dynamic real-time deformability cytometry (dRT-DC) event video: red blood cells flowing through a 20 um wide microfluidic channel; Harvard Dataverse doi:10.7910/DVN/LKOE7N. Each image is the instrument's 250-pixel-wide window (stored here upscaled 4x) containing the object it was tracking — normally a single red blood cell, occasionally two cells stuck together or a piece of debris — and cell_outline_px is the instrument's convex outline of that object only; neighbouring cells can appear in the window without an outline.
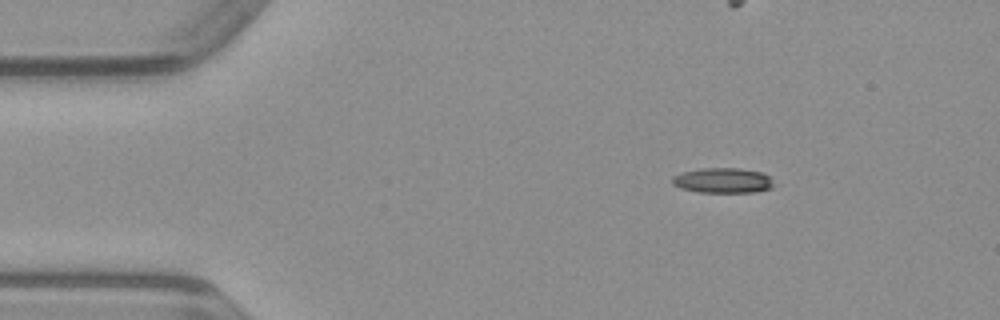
{"species": "common noctule bat (a hibernating species)", "species_latin": "Nyctalus noctula", "temperature_condition": "warm", "stored_images_in_passage": 44, "camera_frame_rate_fps": 3000, "um_per_image_px": 0.085, "animal": {"sex": "male", "body_mass_g": 23.1, "forearm_length_mm": 52.7}, "frame": {"image": 1, "passage_image": 1, "time_ms": 0.0, "image_size_px": [1000, 320], "cell_outline_px": [[780, 184], [772, 188], [756, 192], [700, 192], [680, 188], [672, 184], [672, 176], [680, 172], [700, 168], [740, 168], [764, 172]], "centroid_in_image_um": [61.52, 15.33], "position_along_channel_um": 23.5, "area_um2": 15.37}}
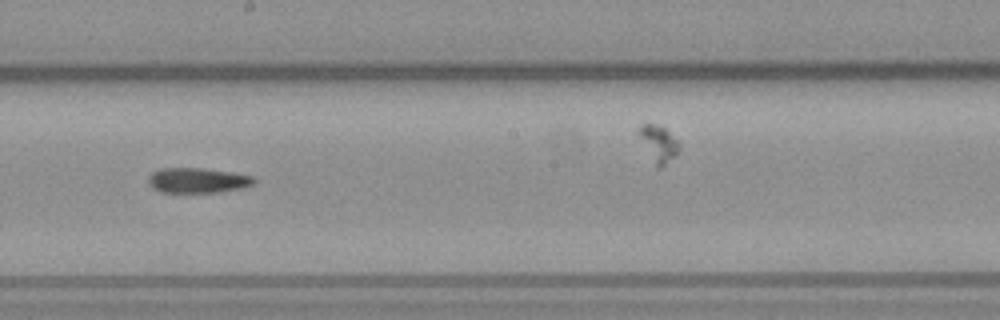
{"frame": {"image": 2, "passage_image": 21, "time_ms": 6.667, "image_size_px": [1000, 320], "cell_outline_px": [[256, 184], [244, 188], [220, 192], [160, 192], [152, 188], [148, 184], [148, 176], [152, 172], [160, 168], [200, 168], [232, 172], [252, 176], [256, 180]], "centroid_in_image_um": [16.8, 15.33], "position_along_channel_um": 231.4, "area_um2": 15.66}}
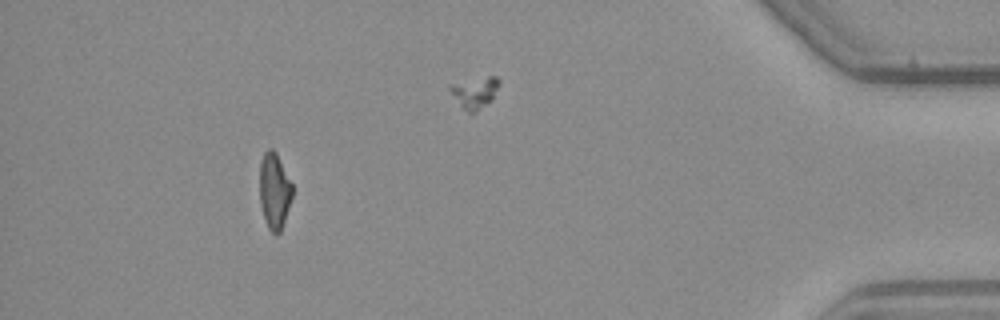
{"frame": {"image": 3, "passage_image": 39, "time_ms": 12.667, "image_size_px": [1000, 320], "cell_outline_px": [[292, 196], [280, 232], [276, 236], [268, 228], [260, 204], [260, 164], [264, 152], [268, 148], [272, 148], [276, 152], [292, 184]], "centroid_in_image_um": [23.31, 16.21], "position_along_channel_um": 411.9, "area_um2": 14.28}}